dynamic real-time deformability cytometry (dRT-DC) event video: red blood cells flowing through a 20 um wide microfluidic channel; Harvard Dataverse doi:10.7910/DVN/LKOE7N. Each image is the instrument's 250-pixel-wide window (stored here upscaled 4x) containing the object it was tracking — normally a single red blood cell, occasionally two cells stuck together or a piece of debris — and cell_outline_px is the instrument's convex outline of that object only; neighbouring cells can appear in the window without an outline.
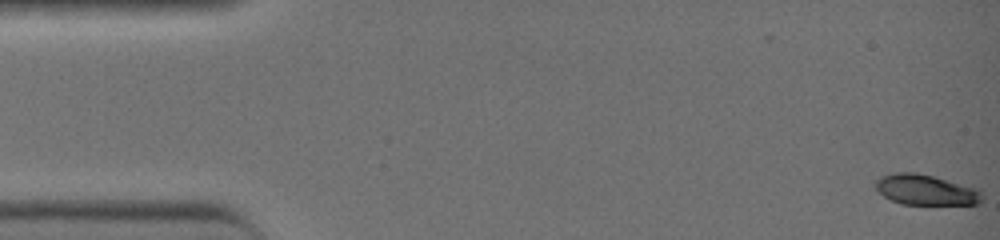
{"species": "common noctule bat (a hibernating species)", "species_latin": "Nyctalus noctula", "temperature_condition": "warm", "stored_images_in_passage": 41, "camera_frame_rate_fps": 3000, "um_per_image_px": 0.085, "animal": {"sex": "female", "body_mass_g": 19.0, "forearm_length_mm": 51.5}, "frame": {"image": 1, "passage_image": 1, "time_ms": 0.0, "image_size_px": [1000, 240], "cell_outline_px": [[980, 204], [904, 204], [892, 200], [884, 196], [876, 188], [876, 180], [884, 176], [900, 172], [908, 172], [932, 176], [976, 188], [980, 192]], "centroid_in_image_um": [78.68, 16.15], "position_along_channel_um": 6.3, "area_um2": 18.21}}
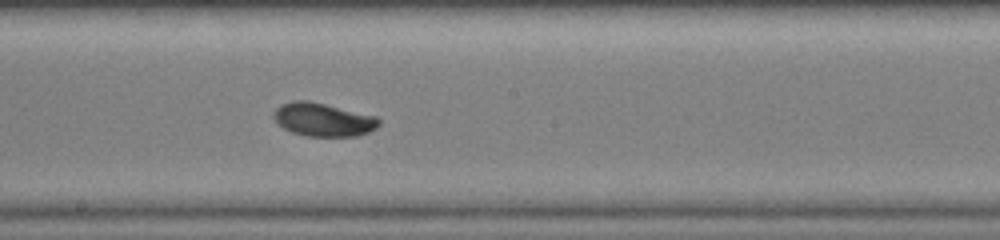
{"frame": {"image": 2, "passage_image": 24, "time_ms": 7.667, "image_size_px": [1000, 240], "cell_outline_px": [[380, 124], [376, 128], [368, 132], [356, 136], [308, 136], [292, 132], [284, 128], [276, 120], [276, 108], [284, 104], [296, 100], [304, 100], [376, 116], [380, 120]], "centroid_in_image_um": [27.52, 10.19], "position_along_channel_um": 220.7, "area_um2": 19.77}}
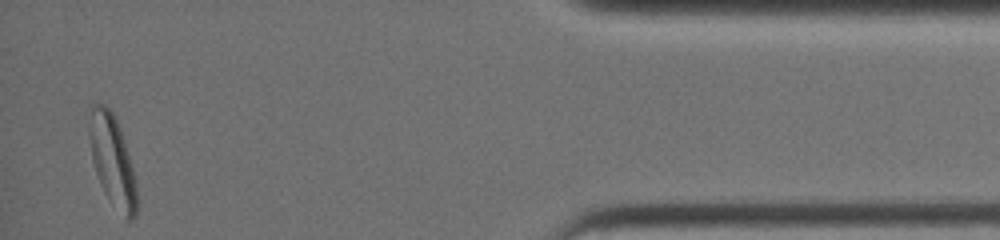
{"frame": {"image": 3, "passage_image": 41, "time_ms": 13.333, "image_size_px": [1000, 240], "cell_outline_px": [[136, 216], [132, 220], [124, 220], [108, 196], [96, 172], [92, 156], [92, 136], [96, 104], [104, 104], [112, 112], [116, 120], [132, 168], [136, 184]], "centroid_in_image_um": [9.64, 13.84], "position_along_channel_um": 425.6, "area_um2": 22.95}, "authors_computed_cell_mechanics": {"area_um2": 19.1896, "velocity_mm_per_s": 4.6209, "shape_relaxation_time_tau1_ms": 3.1673, "shape_relaxation_time_tau2_ms": 6.3071, "deformation_change_tau1": 0.1371, "deformation_change_tau2": 0.0954}}